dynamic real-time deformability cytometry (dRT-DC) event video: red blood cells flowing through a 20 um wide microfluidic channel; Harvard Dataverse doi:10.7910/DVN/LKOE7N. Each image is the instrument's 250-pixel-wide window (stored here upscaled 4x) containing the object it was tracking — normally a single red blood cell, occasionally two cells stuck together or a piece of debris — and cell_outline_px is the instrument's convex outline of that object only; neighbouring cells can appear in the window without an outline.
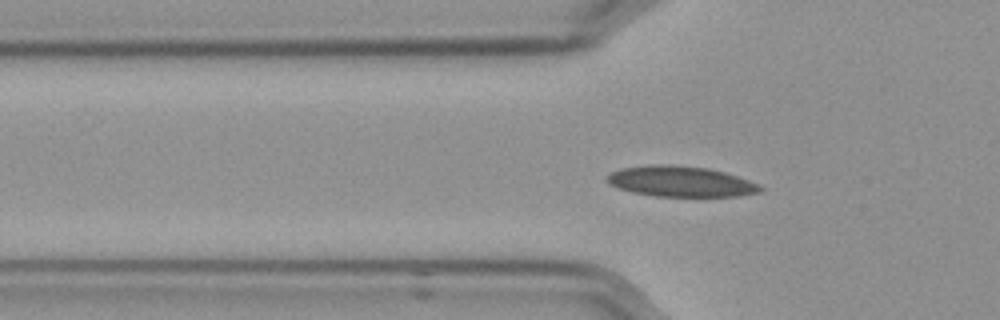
{"species": "Egyptian fruit bat (a non-hibernating species)", "species_latin": "Rousettus aegyptiacus", "temperature_condition": "cold", "stored_images_in_passage": 35, "camera_frame_rate_fps": 3000, "um_per_image_px": 0.085, "frame": {"image": 1, "passage_image": 4, "time_ms": 1.0, "image_size_px": [1000, 320], "cell_outline_px": [[764, 188], [760, 192], [736, 196], [656, 196], [632, 192], [616, 188], [608, 184], [604, 180], [604, 176], [620, 168], [656, 164], [664, 164], [708, 168], [724, 172], [760, 184]], "centroid_in_image_um": [57.8, 15.42], "position_along_channel_um": 68.0, "area_um2": 27.4}}
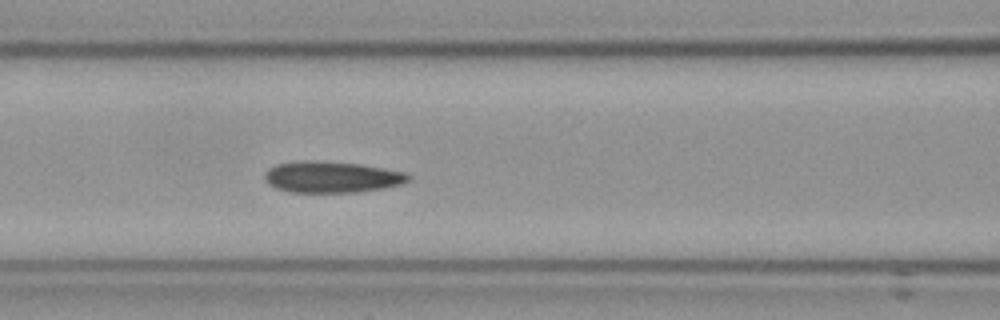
{"frame": {"image": 2, "passage_image": 10, "time_ms": 3.0, "image_size_px": [1000, 320], "cell_outline_px": [[412, 176], [408, 180], [400, 184], [384, 188], [356, 192], [288, 192], [276, 188], [268, 184], [264, 180], [264, 172], [268, 168], [276, 164], [360, 164], [384, 168], [404, 172]], "centroid_in_image_um": [28.22, 15.11], "position_along_channel_um": 138.4, "area_um2": 24.97}}
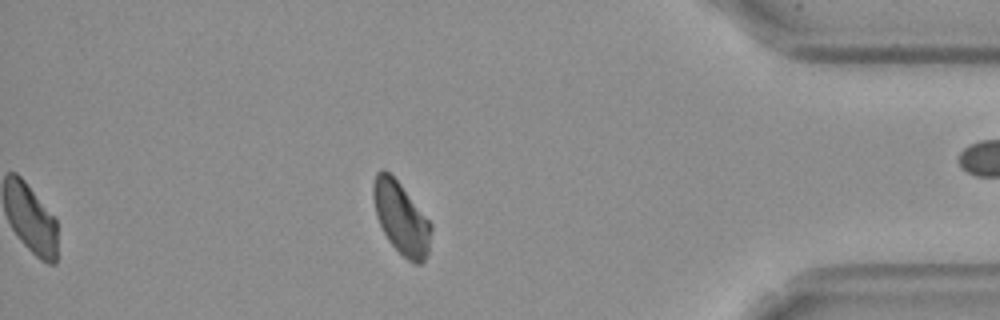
{"frame": {"image": 3, "passage_image": 35, "time_ms": 11.333, "image_size_px": [1000, 320], "cell_outline_px": [[432, 228], [428, 252], [424, 260], [420, 264], [412, 264], [388, 240], [376, 216], [372, 196], [372, 184], [376, 172], [380, 168], [384, 168], [400, 184], [432, 224]], "centroid_in_image_um": [34.07, 18.52], "position_along_channel_um": 401.1, "area_um2": 24.16}, "authors_computed_cell_mechanics": {"area_um2": 25.4898, "velocity_mm_per_s": 3.5514, "shape_relaxation_time_tau1_ms": null, "shape_relaxation_time_tau2_ms": 5.209, "deformation_change_tau1": null, "deformation_change_tau2": 0.0998}}